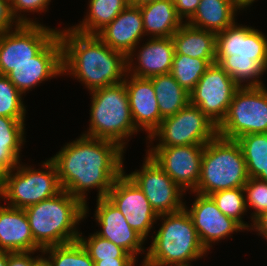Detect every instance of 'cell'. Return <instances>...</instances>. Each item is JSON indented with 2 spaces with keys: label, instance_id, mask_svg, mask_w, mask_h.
<instances>
[{
  "label": "cell",
  "instance_id": "cell-1",
  "mask_svg": "<svg viewBox=\"0 0 267 266\" xmlns=\"http://www.w3.org/2000/svg\"><path fill=\"white\" fill-rule=\"evenodd\" d=\"M123 153L124 149L116 142L81 135L51 157L62 190L85 205V217L89 210L86 192L97 188V199L107 196L124 172Z\"/></svg>",
  "mask_w": 267,
  "mask_h": 266
},
{
  "label": "cell",
  "instance_id": "cell-2",
  "mask_svg": "<svg viewBox=\"0 0 267 266\" xmlns=\"http://www.w3.org/2000/svg\"><path fill=\"white\" fill-rule=\"evenodd\" d=\"M58 35L62 43L63 74L68 72L89 91L125 80L127 57L110 48L97 35L82 34L70 27L59 29Z\"/></svg>",
  "mask_w": 267,
  "mask_h": 266
},
{
  "label": "cell",
  "instance_id": "cell-3",
  "mask_svg": "<svg viewBox=\"0 0 267 266\" xmlns=\"http://www.w3.org/2000/svg\"><path fill=\"white\" fill-rule=\"evenodd\" d=\"M24 210L34 242L41 249L78 241L76 225L85 219V205L69 192L62 190Z\"/></svg>",
  "mask_w": 267,
  "mask_h": 266
},
{
  "label": "cell",
  "instance_id": "cell-4",
  "mask_svg": "<svg viewBox=\"0 0 267 266\" xmlns=\"http://www.w3.org/2000/svg\"><path fill=\"white\" fill-rule=\"evenodd\" d=\"M162 226L152 236L142 266H190L207 254L201 244L193 221L185 208L158 215Z\"/></svg>",
  "mask_w": 267,
  "mask_h": 266
},
{
  "label": "cell",
  "instance_id": "cell-5",
  "mask_svg": "<svg viewBox=\"0 0 267 266\" xmlns=\"http://www.w3.org/2000/svg\"><path fill=\"white\" fill-rule=\"evenodd\" d=\"M90 94V124L82 135L116 142L126 150L125 141L139 130L131 116L125 83L98 88Z\"/></svg>",
  "mask_w": 267,
  "mask_h": 266
},
{
  "label": "cell",
  "instance_id": "cell-6",
  "mask_svg": "<svg viewBox=\"0 0 267 266\" xmlns=\"http://www.w3.org/2000/svg\"><path fill=\"white\" fill-rule=\"evenodd\" d=\"M248 178L238 142L217 135L204 145L200 179L193 192L210 195L221 190L244 187Z\"/></svg>",
  "mask_w": 267,
  "mask_h": 266
},
{
  "label": "cell",
  "instance_id": "cell-7",
  "mask_svg": "<svg viewBox=\"0 0 267 266\" xmlns=\"http://www.w3.org/2000/svg\"><path fill=\"white\" fill-rule=\"evenodd\" d=\"M25 166L19 162L0 185V198L7 200L8 206L25 209L62 191L56 166L50 158L43 162L42 170Z\"/></svg>",
  "mask_w": 267,
  "mask_h": 266
},
{
  "label": "cell",
  "instance_id": "cell-8",
  "mask_svg": "<svg viewBox=\"0 0 267 266\" xmlns=\"http://www.w3.org/2000/svg\"><path fill=\"white\" fill-rule=\"evenodd\" d=\"M253 133H267V89L263 86L239 87L226 117L218 126V135L226 139Z\"/></svg>",
  "mask_w": 267,
  "mask_h": 266
},
{
  "label": "cell",
  "instance_id": "cell-9",
  "mask_svg": "<svg viewBox=\"0 0 267 266\" xmlns=\"http://www.w3.org/2000/svg\"><path fill=\"white\" fill-rule=\"evenodd\" d=\"M218 135V126L190 102L175 115L162 119L149 141L159 140L153 147L205 145Z\"/></svg>",
  "mask_w": 267,
  "mask_h": 266
},
{
  "label": "cell",
  "instance_id": "cell-10",
  "mask_svg": "<svg viewBox=\"0 0 267 266\" xmlns=\"http://www.w3.org/2000/svg\"><path fill=\"white\" fill-rule=\"evenodd\" d=\"M58 30L43 24H19L0 33V75H7L16 65L32 61Z\"/></svg>",
  "mask_w": 267,
  "mask_h": 266
},
{
  "label": "cell",
  "instance_id": "cell-11",
  "mask_svg": "<svg viewBox=\"0 0 267 266\" xmlns=\"http://www.w3.org/2000/svg\"><path fill=\"white\" fill-rule=\"evenodd\" d=\"M240 86L217 63L211 64L189 93L197 106L217 126L226 117L232 98Z\"/></svg>",
  "mask_w": 267,
  "mask_h": 266
},
{
  "label": "cell",
  "instance_id": "cell-12",
  "mask_svg": "<svg viewBox=\"0 0 267 266\" xmlns=\"http://www.w3.org/2000/svg\"><path fill=\"white\" fill-rule=\"evenodd\" d=\"M146 155L142 169L128 176L142 190L157 215L180 211L184 208L182 196L185 191L148 154Z\"/></svg>",
  "mask_w": 267,
  "mask_h": 266
},
{
  "label": "cell",
  "instance_id": "cell-13",
  "mask_svg": "<svg viewBox=\"0 0 267 266\" xmlns=\"http://www.w3.org/2000/svg\"><path fill=\"white\" fill-rule=\"evenodd\" d=\"M106 198L121 211L130 227L146 240L158 215L128 174L123 172L115 180Z\"/></svg>",
  "mask_w": 267,
  "mask_h": 266
},
{
  "label": "cell",
  "instance_id": "cell-14",
  "mask_svg": "<svg viewBox=\"0 0 267 266\" xmlns=\"http://www.w3.org/2000/svg\"><path fill=\"white\" fill-rule=\"evenodd\" d=\"M204 145L153 147L146 152L184 191L193 192L200 179Z\"/></svg>",
  "mask_w": 267,
  "mask_h": 266
},
{
  "label": "cell",
  "instance_id": "cell-15",
  "mask_svg": "<svg viewBox=\"0 0 267 266\" xmlns=\"http://www.w3.org/2000/svg\"><path fill=\"white\" fill-rule=\"evenodd\" d=\"M196 193V198L190 209L186 204L184 208L189 213L197 231L201 244L209 251L212 242L226 239L233 232L245 230L237 221L224 215L210 195Z\"/></svg>",
  "mask_w": 267,
  "mask_h": 266
},
{
  "label": "cell",
  "instance_id": "cell-16",
  "mask_svg": "<svg viewBox=\"0 0 267 266\" xmlns=\"http://www.w3.org/2000/svg\"><path fill=\"white\" fill-rule=\"evenodd\" d=\"M63 75L62 43L57 34L32 61L16 65L6 76L25 94L46 79Z\"/></svg>",
  "mask_w": 267,
  "mask_h": 266
},
{
  "label": "cell",
  "instance_id": "cell-17",
  "mask_svg": "<svg viewBox=\"0 0 267 266\" xmlns=\"http://www.w3.org/2000/svg\"><path fill=\"white\" fill-rule=\"evenodd\" d=\"M231 55L232 58L267 61V36L251 26L234 23L216 34L215 63Z\"/></svg>",
  "mask_w": 267,
  "mask_h": 266
},
{
  "label": "cell",
  "instance_id": "cell-18",
  "mask_svg": "<svg viewBox=\"0 0 267 266\" xmlns=\"http://www.w3.org/2000/svg\"><path fill=\"white\" fill-rule=\"evenodd\" d=\"M96 202L95 220L102 228L96 234L125 249L135 259L145 252L142 248L145 239L130 227L121 211L106 197Z\"/></svg>",
  "mask_w": 267,
  "mask_h": 266
},
{
  "label": "cell",
  "instance_id": "cell-19",
  "mask_svg": "<svg viewBox=\"0 0 267 266\" xmlns=\"http://www.w3.org/2000/svg\"><path fill=\"white\" fill-rule=\"evenodd\" d=\"M126 74L125 83L131 116L135 127L147 131V139L159 127L160 114L156 93L150 78H140ZM127 77V78H126ZM129 79V80H128Z\"/></svg>",
  "mask_w": 267,
  "mask_h": 266
},
{
  "label": "cell",
  "instance_id": "cell-20",
  "mask_svg": "<svg viewBox=\"0 0 267 266\" xmlns=\"http://www.w3.org/2000/svg\"><path fill=\"white\" fill-rule=\"evenodd\" d=\"M96 35L110 48L128 57L145 36L140 7L129 4Z\"/></svg>",
  "mask_w": 267,
  "mask_h": 266
},
{
  "label": "cell",
  "instance_id": "cell-21",
  "mask_svg": "<svg viewBox=\"0 0 267 266\" xmlns=\"http://www.w3.org/2000/svg\"><path fill=\"white\" fill-rule=\"evenodd\" d=\"M174 54L175 46L172 37H151L137 55L132 52L127 57V74L140 78L168 74L172 68ZM133 58L137 60L138 65H135Z\"/></svg>",
  "mask_w": 267,
  "mask_h": 266
},
{
  "label": "cell",
  "instance_id": "cell-22",
  "mask_svg": "<svg viewBox=\"0 0 267 266\" xmlns=\"http://www.w3.org/2000/svg\"><path fill=\"white\" fill-rule=\"evenodd\" d=\"M0 249L7 252H42L34 242L24 209L0 205Z\"/></svg>",
  "mask_w": 267,
  "mask_h": 266
},
{
  "label": "cell",
  "instance_id": "cell-23",
  "mask_svg": "<svg viewBox=\"0 0 267 266\" xmlns=\"http://www.w3.org/2000/svg\"><path fill=\"white\" fill-rule=\"evenodd\" d=\"M175 54L205 59L210 65L215 63L216 33L199 29L184 22L172 35Z\"/></svg>",
  "mask_w": 267,
  "mask_h": 266
},
{
  "label": "cell",
  "instance_id": "cell-24",
  "mask_svg": "<svg viewBox=\"0 0 267 266\" xmlns=\"http://www.w3.org/2000/svg\"><path fill=\"white\" fill-rule=\"evenodd\" d=\"M238 10L234 0H200L186 23L217 34L235 23Z\"/></svg>",
  "mask_w": 267,
  "mask_h": 266
},
{
  "label": "cell",
  "instance_id": "cell-25",
  "mask_svg": "<svg viewBox=\"0 0 267 266\" xmlns=\"http://www.w3.org/2000/svg\"><path fill=\"white\" fill-rule=\"evenodd\" d=\"M140 10L145 35L152 38L172 37L184 23L178 17L172 0H154L140 6Z\"/></svg>",
  "mask_w": 267,
  "mask_h": 266
},
{
  "label": "cell",
  "instance_id": "cell-26",
  "mask_svg": "<svg viewBox=\"0 0 267 266\" xmlns=\"http://www.w3.org/2000/svg\"><path fill=\"white\" fill-rule=\"evenodd\" d=\"M25 121L0 116V185L5 175L19 164L25 141Z\"/></svg>",
  "mask_w": 267,
  "mask_h": 266
},
{
  "label": "cell",
  "instance_id": "cell-27",
  "mask_svg": "<svg viewBox=\"0 0 267 266\" xmlns=\"http://www.w3.org/2000/svg\"><path fill=\"white\" fill-rule=\"evenodd\" d=\"M150 79L163 119L175 115L190 102L189 92L170 73L155 75Z\"/></svg>",
  "mask_w": 267,
  "mask_h": 266
},
{
  "label": "cell",
  "instance_id": "cell-28",
  "mask_svg": "<svg viewBox=\"0 0 267 266\" xmlns=\"http://www.w3.org/2000/svg\"><path fill=\"white\" fill-rule=\"evenodd\" d=\"M128 5V0H89L88 15L79 25L71 28L82 34L96 35Z\"/></svg>",
  "mask_w": 267,
  "mask_h": 266
},
{
  "label": "cell",
  "instance_id": "cell-29",
  "mask_svg": "<svg viewBox=\"0 0 267 266\" xmlns=\"http://www.w3.org/2000/svg\"><path fill=\"white\" fill-rule=\"evenodd\" d=\"M236 141L241 147L248 177L267 181V133L243 135Z\"/></svg>",
  "mask_w": 267,
  "mask_h": 266
},
{
  "label": "cell",
  "instance_id": "cell-30",
  "mask_svg": "<svg viewBox=\"0 0 267 266\" xmlns=\"http://www.w3.org/2000/svg\"><path fill=\"white\" fill-rule=\"evenodd\" d=\"M218 64L240 87L264 85L260 77L267 70V61H255L251 58H232L231 55L224 57ZM242 83L245 84L243 85Z\"/></svg>",
  "mask_w": 267,
  "mask_h": 266
},
{
  "label": "cell",
  "instance_id": "cell-31",
  "mask_svg": "<svg viewBox=\"0 0 267 266\" xmlns=\"http://www.w3.org/2000/svg\"><path fill=\"white\" fill-rule=\"evenodd\" d=\"M209 66L205 59L174 54L170 74L190 93Z\"/></svg>",
  "mask_w": 267,
  "mask_h": 266
},
{
  "label": "cell",
  "instance_id": "cell-32",
  "mask_svg": "<svg viewBox=\"0 0 267 266\" xmlns=\"http://www.w3.org/2000/svg\"><path fill=\"white\" fill-rule=\"evenodd\" d=\"M42 253L50 255L46 259L51 266H94V261L79 241L50 246L42 249Z\"/></svg>",
  "mask_w": 267,
  "mask_h": 266
},
{
  "label": "cell",
  "instance_id": "cell-33",
  "mask_svg": "<svg viewBox=\"0 0 267 266\" xmlns=\"http://www.w3.org/2000/svg\"><path fill=\"white\" fill-rule=\"evenodd\" d=\"M244 194V188L239 187L213 192L210 196L224 215L233 218L244 229L250 230L251 227L242 220V215L247 212Z\"/></svg>",
  "mask_w": 267,
  "mask_h": 266
},
{
  "label": "cell",
  "instance_id": "cell-34",
  "mask_svg": "<svg viewBox=\"0 0 267 266\" xmlns=\"http://www.w3.org/2000/svg\"><path fill=\"white\" fill-rule=\"evenodd\" d=\"M25 114L22 93L6 75H0V116L24 121Z\"/></svg>",
  "mask_w": 267,
  "mask_h": 266
},
{
  "label": "cell",
  "instance_id": "cell-35",
  "mask_svg": "<svg viewBox=\"0 0 267 266\" xmlns=\"http://www.w3.org/2000/svg\"><path fill=\"white\" fill-rule=\"evenodd\" d=\"M78 241L94 262L103 259L134 258L125 249L117 246L108 239L100 237L96 233L91 234L88 238L85 237V239L82 237V233H80Z\"/></svg>",
  "mask_w": 267,
  "mask_h": 266
},
{
  "label": "cell",
  "instance_id": "cell-36",
  "mask_svg": "<svg viewBox=\"0 0 267 266\" xmlns=\"http://www.w3.org/2000/svg\"><path fill=\"white\" fill-rule=\"evenodd\" d=\"M244 193L247 210L252 207L255 211L251 213L252 221L263 212L267 211V181L257 178H248L244 185Z\"/></svg>",
  "mask_w": 267,
  "mask_h": 266
},
{
  "label": "cell",
  "instance_id": "cell-37",
  "mask_svg": "<svg viewBox=\"0 0 267 266\" xmlns=\"http://www.w3.org/2000/svg\"><path fill=\"white\" fill-rule=\"evenodd\" d=\"M51 0H13L11 4V11L13 17L19 24H38L37 21L30 20L26 16L21 15V12H40L47 11ZM20 13V14H19ZM21 15V16H20Z\"/></svg>",
  "mask_w": 267,
  "mask_h": 266
},
{
  "label": "cell",
  "instance_id": "cell-38",
  "mask_svg": "<svg viewBox=\"0 0 267 266\" xmlns=\"http://www.w3.org/2000/svg\"><path fill=\"white\" fill-rule=\"evenodd\" d=\"M35 252L36 251L8 252L6 266H34V262L40 257V255H38L35 256V258L33 255H31Z\"/></svg>",
  "mask_w": 267,
  "mask_h": 266
},
{
  "label": "cell",
  "instance_id": "cell-39",
  "mask_svg": "<svg viewBox=\"0 0 267 266\" xmlns=\"http://www.w3.org/2000/svg\"><path fill=\"white\" fill-rule=\"evenodd\" d=\"M14 25L18 26L19 23L13 17L10 2L0 0V33L13 29L12 26L14 27Z\"/></svg>",
  "mask_w": 267,
  "mask_h": 266
},
{
  "label": "cell",
  "instance_id": "cell-40",
  "mask_svg": "<svg viewBox=\"0 0 267 266\" xmlns=\"http://www.w3.org/2000/svg\"><path fill=\"white\" fill-rule=\"evenodd\" d=\"M178 17L185 22L189 20L195 13L200 0H172Z\"/></svg>",
  "mask_w": 267,
  "mask_h": 266
},
{
  "label": "cell",
  "instance_id": "cell-41",
  "mask_svg": "<svg viewBox=\"0 0 267 266\" xmlns=\"http://www.w3.org/2000/svg\"><path fill=\"white\" fill-rule=\"evenodd\" d=\"M136 260L135 258L103 259L94 262V266H134Z\"/></svg>",
  "mask_w": 267,
  "mask_h": 266
},
{
  "label": "cell",
  "instance_id": "cell-42",
  "mask_svg": "<svg viewBox=\"0 0 267 266\" xmlns=\"http://www.w3.org/2000/svg\"><path fill=\"white\" fill-rule=\"evenodd\" d=\"M252 222L253 225L251 224L250 226L253 228L250 229L257 231L267 241V211L260 214Z\"/></svg>",
  "mask_w": 267,
  "mask_h": 266
},
{
  "label": "cell",
  "instance_id": "cell-43",
  "mask_svg": "<svg viewBox=\"0 0 267 266\" xmlns=\"http://www.w3.org/2000/svg\"><path fill=\"white\" fill-rule=\"evenodd\" d=\"M236 6L240 9L243 10L245 7L250 6L255 0H234ZM242 8V9H241Z\"/></svg>",
  "mask_w": 267,
  "mask_h": 266
},
{
  "label": "cell",
  "instance_id": "cell-44",
  "mask_svg": "<svg viewBox=\"0 0 267 266\" xmlns=\"http://www.w3.org/2000/svg\"><path fill=\"white\" fill-rule=\"evenodd\" d=\"M34 266H51L50 262L45 258V256H40L35 262Z\"/></svg>",
  "mask_w": 267,
  "mask_h": 266
},
{
  "label": "cell",
  "instance_id": "cell-45",
  "mask_svg": "<svg viewBox=\"0 0 267 266\" xmlns=\"http://www.w3.org/2000/svg\"><path fill=\"white\" fill-rule=\"evenodd\" d=\"M152 1L154 0H128L130 5L139 6V7L147 3H151Z\"/></svg>",
  "mask_w": 267,
  "mask_h": 266
},
{
  "label": "cell",
  "instance_id": "cell-46",
  "mask_svg": "<svg viewBox=\"0 0 267 266\" xmlns=\"http://www.w3.org/2000/svg\"><path fill=\"white\" fill-rule=\"evenodd\" d=\"M7 251L0 249V266L7 265Z\"/></svg>",
  "mask_w": 267,
  "mask_h": 266
}]
</instances>
